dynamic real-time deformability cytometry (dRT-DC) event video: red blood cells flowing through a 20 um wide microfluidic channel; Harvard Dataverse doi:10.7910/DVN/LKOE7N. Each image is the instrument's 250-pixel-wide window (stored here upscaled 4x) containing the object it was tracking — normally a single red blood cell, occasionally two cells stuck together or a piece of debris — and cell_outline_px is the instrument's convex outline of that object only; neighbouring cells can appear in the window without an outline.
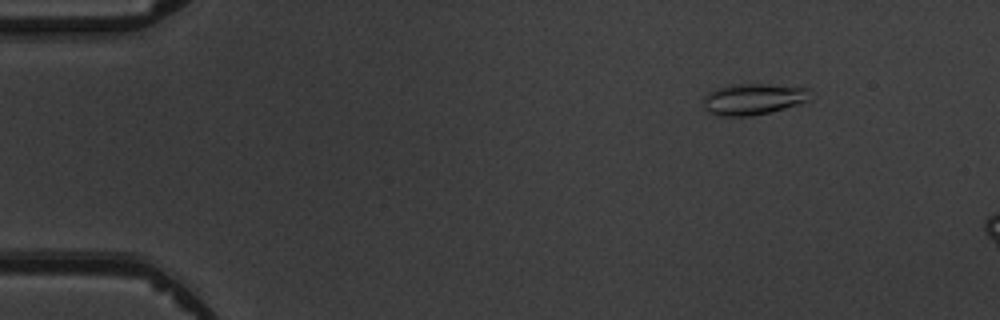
{"species": "common noctule bat (a hibernating species)", "species_latin": "Nyctalus noctula", "temperature_condition": "warm", "stored_images_in_passage": 4, "camera_frame_rate_fps": 3000, "um_per_image_px": 0.085, "animal": {"sex": "male", "body_mass_g": 19.5, "forearm_length_mm": 54.6}, "frame": {"image": 1, "passage_image": 2, "time_ms": 1.0, "image_size_px": [1000, 320], "cell_outline_px": [[812, 92], [808, 100], [784, 108], [752, 116], [720, 116], [708, 112], [704, 108], [704, 96], [708, 92], [716, 88], [728, 84], [768, 84], [808, 88]], "centroid_in_image_um": [63.99, 8.41], "position_along_channel_um": 21.0, "area_um2": 19.48}}